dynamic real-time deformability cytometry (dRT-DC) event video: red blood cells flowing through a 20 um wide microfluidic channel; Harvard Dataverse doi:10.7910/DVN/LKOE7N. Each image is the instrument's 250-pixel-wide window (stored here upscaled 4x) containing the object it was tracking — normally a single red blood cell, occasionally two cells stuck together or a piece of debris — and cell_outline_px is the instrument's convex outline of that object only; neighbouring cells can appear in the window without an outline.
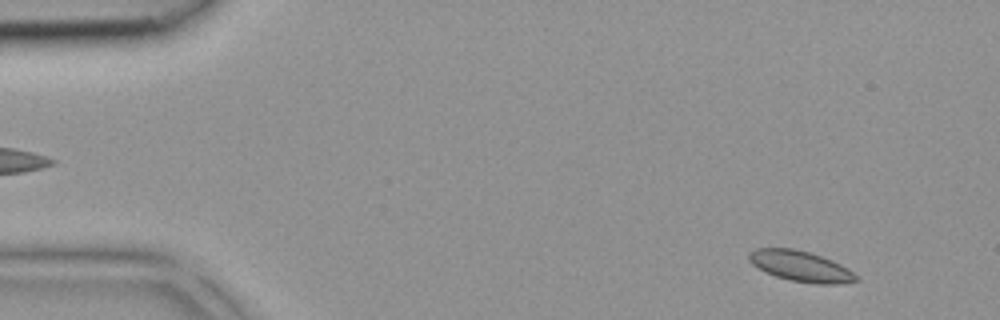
{"species": "common noctule bat (a hibernating species)", "species_latin": "Nyctalus noctula", "temperature_condition": "room temperature", "stored_images_in_passage": 40, "camera_frame_rate_fps": 3000, "um_per_image_px": 0.085, "animal": {"sex": "female", "body_mass_g": 18.4}, "frame": {"image": 1, "passage_image": 3, "time_ms": 0.667, "image_size_px": [1000, 320], "cell_outline_px": [[860, 280], [836, 284], [816, 284], [792, 280], [776, 276], [752, 264], [748, 260], [748, 256], [756, 248], [792, 248], [808, 252], [832, 260], [848, 268], [860, 276]], "centroid_in_image_um": [68.12, 22.63], "position_along_channel_um": 16.9, "area_um2": 18.9}}
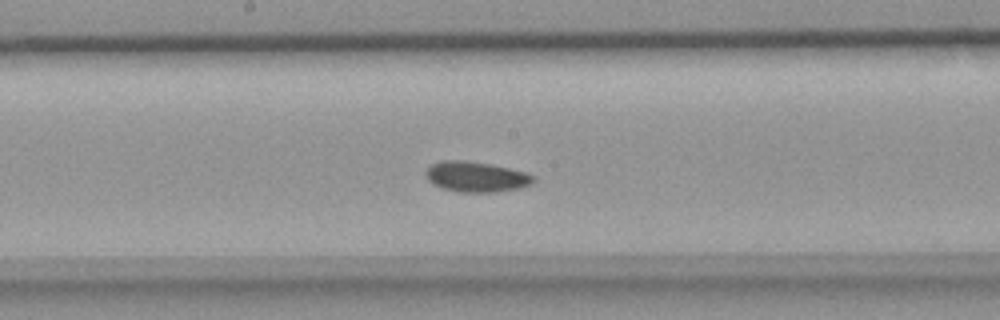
{"frame": {"image": 2, "passage_image": 21, "time_ms": 6.667, "image_size_px": [1000, 320], "cell_outline_px": [[536, 180], [532, 184], [520, 188], [496, 192], [460, 192], [444, 188], [428, 180], [424, 172], [432, 164], [440, 160], [468, 160], [492, 164], [524, 172], [532, 176]], "centroid_in_image_um": [40.48, 15.01], "position_along_channel_um": 207.7, "area_um2": 19.02}}
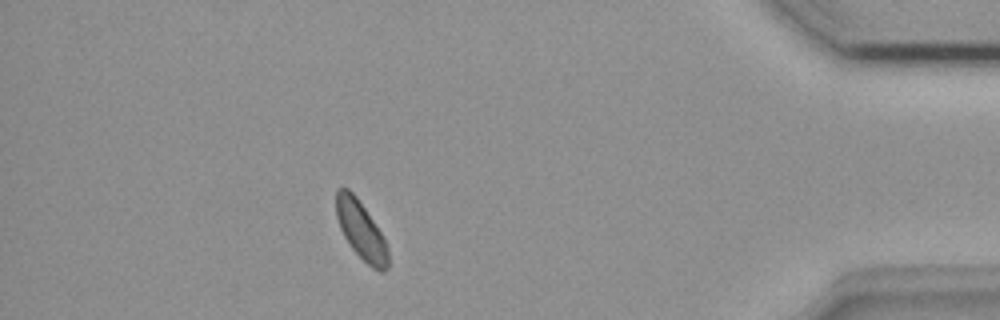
{"frame": {"image": 3, "passage_image": 36, "time_ms": 11.667, "image_size_px": [1000, 320], "cell_outline_px": [[388, 268], [384, 272], [380, 272], [372, 268], [352, 248], [344, 236], [340, 228], [336, 216], [336, 188], [348, 188], [356, 196], [380, 232], [384, 240], [388, 252]], "centroid_in_image_um": [30.67, 19.58], "position_along_channel_um": 404.5, "area_um2": 17.22}}